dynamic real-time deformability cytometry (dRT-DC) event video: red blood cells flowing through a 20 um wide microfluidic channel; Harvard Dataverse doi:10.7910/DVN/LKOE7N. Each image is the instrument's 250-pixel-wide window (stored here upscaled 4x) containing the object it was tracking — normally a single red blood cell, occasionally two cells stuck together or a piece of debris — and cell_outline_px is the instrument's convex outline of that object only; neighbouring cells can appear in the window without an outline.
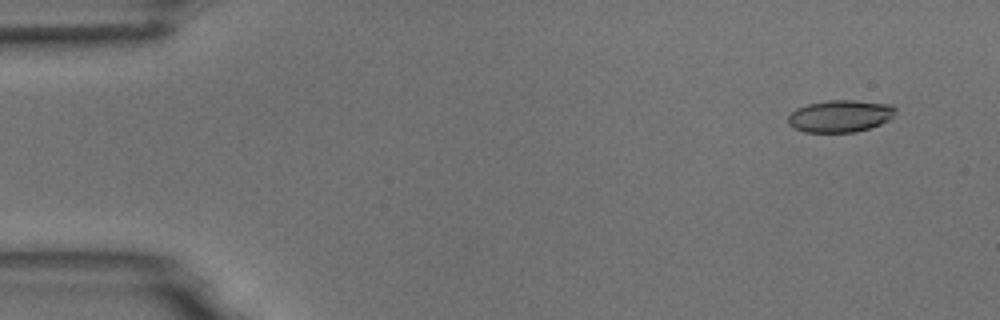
{"species": "common noctule bat (a hibernating species)", "species_latin": "Nyctalus noctula", "temperature_condition": "room temperature", "stored_images_in_passage": 4, "camera_frame_rate_fps": 3000, "um_per_image_px": 0.085, "animal": {"sex": "male", "body_mass_g": 18.8}, "frame": {"image": 1, "passage_image": 1, "time_ms": 0.0, "image_size_px": [1000, 320], "cell_outline_px": [[896, 116], [880, 124], [856, 132], [804, 132], [788, 124], [788, 116], [796, 108], [808, 104], [828, 100], [852, 100], [892, 104], [896, 108]], "centroid_in_image_um": [71.45, 9.86], "position_along_channel_um": 13.6, "area_um2": 20.17}}
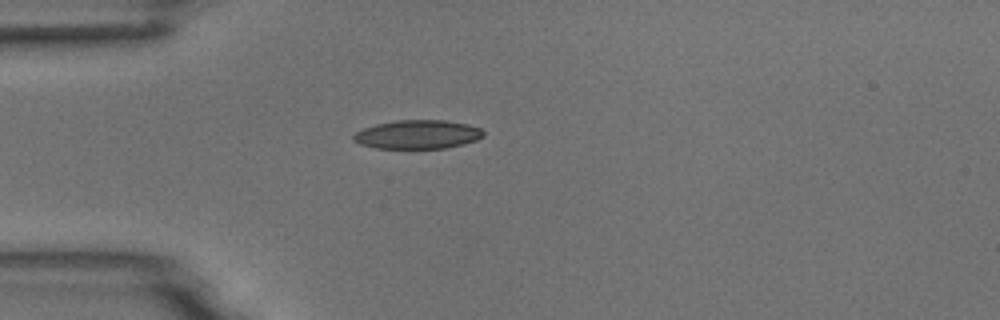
{"frame": {"image": 2, "passage_image": 4, "time_ms": 3.667, "image_size_px": [1000, 320], "cell_outline_px": [[484, 136], [476, 140], [464, 144], [444, 148], [376, 148], [360, 144], [352, 140], [352, 136], [356, 132], [364, 128], [376, 124], [396, 120], [444, 120], [468, 124], [480, 128], [484, 132]], "centroid_in_image_um": [35.5, 11.42], "position_along_channel_um": 49.5, "area_um2": 21.79}}